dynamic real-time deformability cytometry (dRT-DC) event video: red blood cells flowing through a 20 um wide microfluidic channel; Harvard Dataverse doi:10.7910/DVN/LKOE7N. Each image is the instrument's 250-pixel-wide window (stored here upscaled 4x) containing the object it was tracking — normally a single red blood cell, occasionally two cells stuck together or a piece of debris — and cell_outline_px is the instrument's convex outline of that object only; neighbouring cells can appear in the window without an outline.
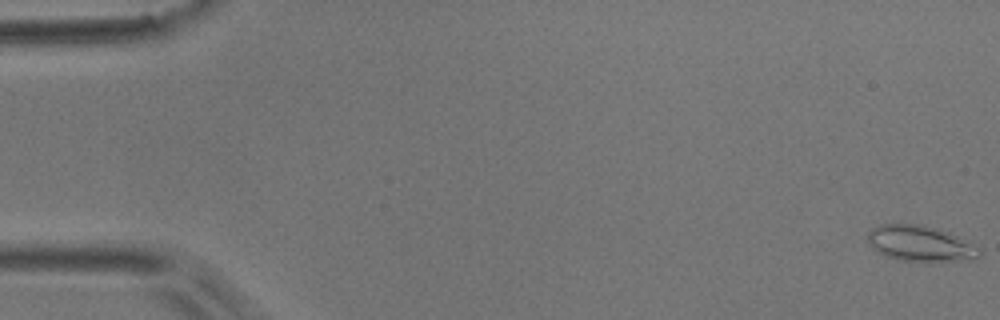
{"species": "common noctule bat (a hibernating species)", "species_latin": "Nyctalus noctula", "temperature_condition": "room temperature", "stored_images_in_passage": 5, "camera_frame_rate_fps": 3000, "um_per_image_px": 0.085, "animal": {"sex": "male", "body_mass_g": 17.9}, "frame": {"image": 1, "passage_image": 1, "time_ms": 0.0, "image_size_px": [1000, 320], "cell_outline_px": [[984, 252], [980, 256], [972, 260], [924, 264], [896, 260], [884, 256], [872, 248], [868, 240], [868, 232], [872, 228], [880, 224], [924, 224], [948, 232], [980, 248]], "centroid_in_image_um": [78.25, 20.76], "position_along_channel_um": 6.7, "area_um2": 24.22}}